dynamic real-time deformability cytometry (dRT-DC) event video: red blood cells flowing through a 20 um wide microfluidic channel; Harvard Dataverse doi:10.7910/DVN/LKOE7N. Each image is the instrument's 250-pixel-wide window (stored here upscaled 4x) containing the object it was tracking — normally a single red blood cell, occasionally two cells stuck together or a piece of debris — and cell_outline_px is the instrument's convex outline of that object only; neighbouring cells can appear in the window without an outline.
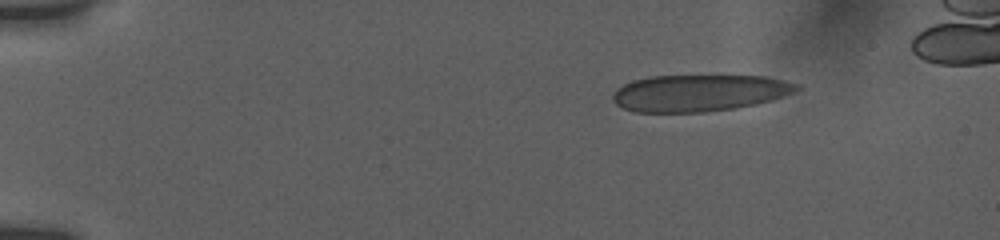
{"species": "human", "species_latin": "Homo sapiens", "temperature_condition": "room temperature", "stored_images_in_passage": 14, "camera_frame_rate_fps": 3000, "um_per_image_px": 0.085, "donor": {"sex": "female"}, "frame": {"image": 1, "passage_image": 1, "time_ms": 0.0, "image_size_px": [1000, 240], "cell_outline_px": [[800, 88], [784, 96], [772, 100], [756, 104], [736, 108], [704, 112], [632, 112], [616, 104], [612, 100], [612, 96], [616, 88], [632, 80], [652, 76], [768, 76], [800, 84]], "centroid_in_image_um": [59.42, 7.9], "position_along_channel_um": 25.6, "area_um2": 39.54}}
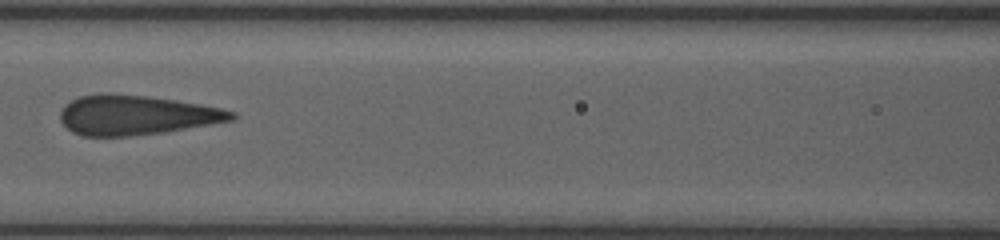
{"frame": {"image": 2, "passage_image": 7, "time_ms": 6.0, "image_size_px": [1000, 240], "cell_outline_px": [[236, 116], [232, 120], [164, 132], [128, 136], [84, 136], [72, 132], [60, 120], [60, 112], [64, 104], [80, 96], [104, 92], [148, 96], [176, 100], [200, 104], [220, 108], [236, 112]], "centroid_in_image_um": [11.54, 9.77], "position_along_channel_um": 155.1, "area_um2": 39.54}}
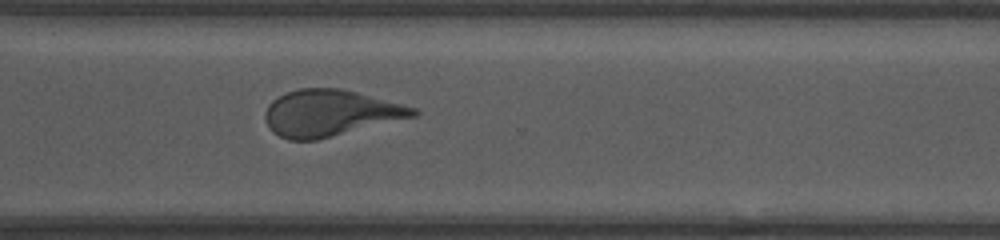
{"frame": {"image": 3, "passage_image": 14, "time_ms": 11.0, "image_size_px": [1000, 240], "cell_outline_px": [[420, 112], [416, 116], [316, 140], [288, 140], [272, 132], [264, 116], [264, 112], [268, 104], [272, 100], [288, 92], [300, 88], [340, 88], [356, 92], [416, 108]], "centroid_in_image_um": [28.03, 9.61], "position_along_channel_um": 342.6, "area_um2": 39.65}}